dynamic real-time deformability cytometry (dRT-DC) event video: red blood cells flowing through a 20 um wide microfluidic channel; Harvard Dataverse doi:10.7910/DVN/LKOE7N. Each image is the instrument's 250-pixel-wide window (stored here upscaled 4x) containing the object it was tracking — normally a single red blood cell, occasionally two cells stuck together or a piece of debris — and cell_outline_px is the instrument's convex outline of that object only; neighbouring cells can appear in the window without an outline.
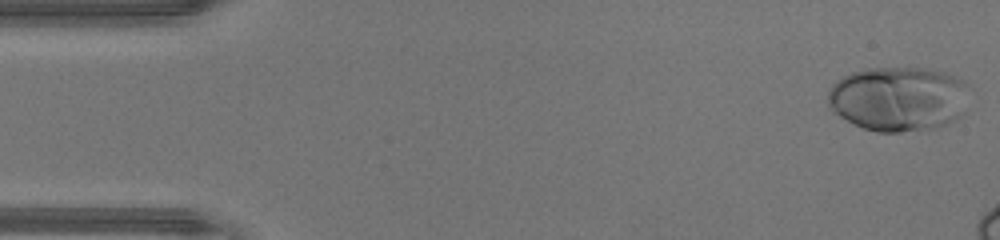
{"species": "human", "species_latin": "Homo sapiens", "temperature_condition": "warm", "stored_images_in_passage": 11, "camera_frame_rate_fps": 3000, "um_per_image_px": 0.085, "donor": {"sex": "male"}, "frame": {"image": 1, "passage_image": 1, "time_ms": 0.0, "image_size_px": [1000, 240], "cell_outline_px": [[972, 88], [964, 116], [948, 124], [932, 128], [900, 132], [876, 132], [864, 128], [832, 112], [828, 108], [828, 92], [832, 84], [844, 76], [852, 72], [868, 68], [928, 68], [944, 72], [964, 80]], "centroid_in_image_um": [76.45, 8.39], "position_along_channel_um": 8.6, "area_um2": 54.22}}